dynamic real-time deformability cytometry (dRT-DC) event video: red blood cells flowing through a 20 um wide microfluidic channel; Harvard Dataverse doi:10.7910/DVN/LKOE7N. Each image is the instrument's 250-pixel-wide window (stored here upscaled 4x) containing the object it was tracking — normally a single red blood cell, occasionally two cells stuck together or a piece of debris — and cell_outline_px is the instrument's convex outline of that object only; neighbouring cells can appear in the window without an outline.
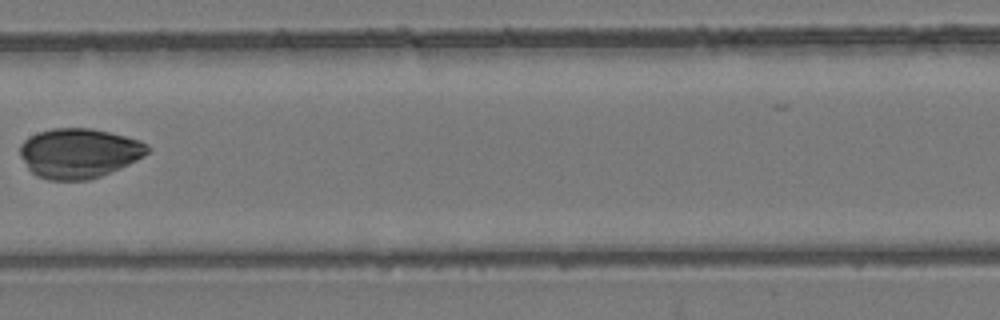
{"species": "common noctule bat (a hibernating species)", "species_latin": "Nyctalus noctula", "temperature_condition": "room temperature", "stored_images_in_passage": 9, "camera_frame_rate_fps": 3000, "um_per_image_px": 0.085, "animal": {"sex": "female", "body_mass_g": 24.6, "forearm_length_mm": 56.2}, "frame": {"image": 1, "passage_image": 7, "time_ms": 2.0, "image_size_px": [1000, 320], "cell_outline_px": [[152, 148], [144, 156], [120, 168], [100, 176], [88, 180], [48, 180], [36, 176], [28, 168], [20, 156], [20, 144], [28, 136], [36, 132], [52, 128], [92, 128], [140, 140], [148, 144]], "centroid_in_image_um": [6.7, 13.01], "position_along_channel_um": 200.7, "area_um2": 37.17}}
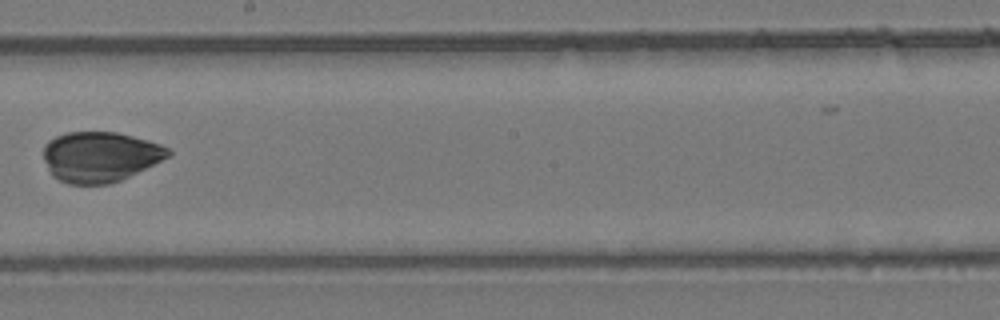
{"frame": {"image": 2, "passage_image": 8, "time_ms": 2.333, "image_size_px": [1000, 320], "cell_outline_px": [[172, 156], [120, 180], [108, 184], [68, 184], [52, 176], [44, 160], [44, 144], [48, 140], [56, 136], [68, 132], [116, 132], [132, 136], [160, 144], [168, 148], [172, 152]], "centroid_in_image_um": [8.5, 13.32], "position_along_channel_um": 239.7, "area_um2": 36.53}}